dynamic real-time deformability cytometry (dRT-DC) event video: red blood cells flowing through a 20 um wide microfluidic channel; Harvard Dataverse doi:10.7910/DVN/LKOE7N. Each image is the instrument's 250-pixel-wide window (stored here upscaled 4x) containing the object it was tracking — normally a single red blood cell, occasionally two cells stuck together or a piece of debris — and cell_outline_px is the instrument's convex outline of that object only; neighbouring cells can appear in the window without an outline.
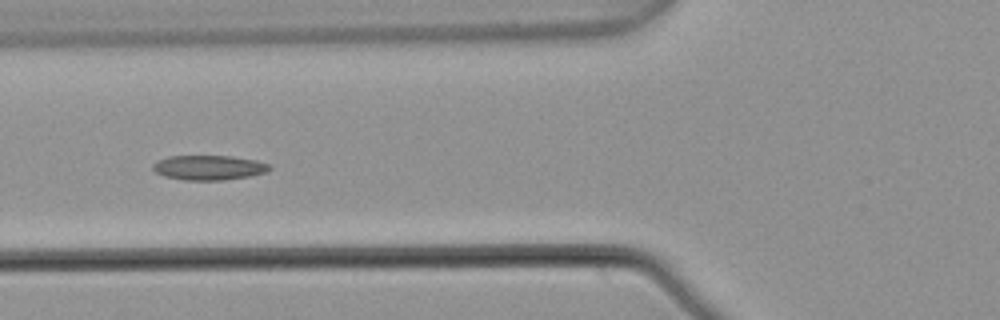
{"species": "common noctule bat (a hibernating species)", "species_latin": "Nyctalus noctula", "temperature_condition": "warm", "stored_images_in_passage": 6, "camera_frame_rate_fps": 3000, "um_per_image_px": 0.085, "animal": {"sex": "male", "body_mass_g": 21.5, "forearm_length_mm": 52.0}, "frame": {"image": 1, "passage_image": 6, "time_ms": 1.667, "image_size_px": [1000, 320], "cell_outline_px": [[272, 168], [268, 172], [248, 176], [224, 180], [184, 180], [164, 176], [156, 172], [152, 168], [152, 164], [168, 156], [232, 156], [256, 160], [272, 164]], "centroid_in_image_um": [17.8, 14.24], "position_along_channel_um": 108.0, "area_um2": 16.88}}